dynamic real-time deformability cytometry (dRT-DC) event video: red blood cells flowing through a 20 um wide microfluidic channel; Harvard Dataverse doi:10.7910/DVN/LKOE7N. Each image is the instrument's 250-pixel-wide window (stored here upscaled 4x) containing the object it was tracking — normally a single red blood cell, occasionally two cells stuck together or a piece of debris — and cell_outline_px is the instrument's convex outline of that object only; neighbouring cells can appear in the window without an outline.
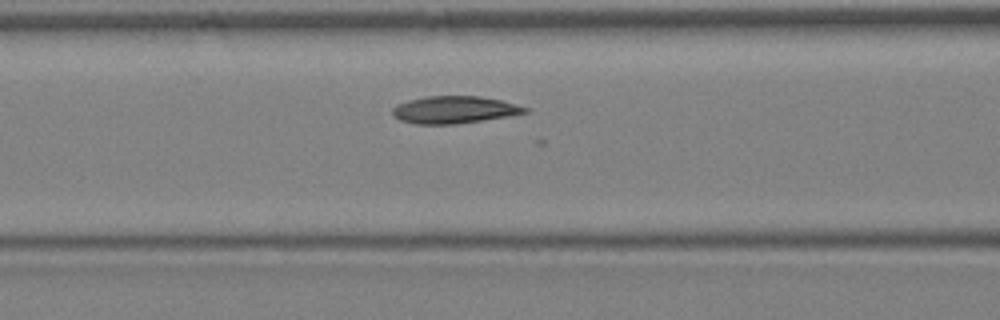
{"species": "Egyptian fruit bat (a non-hibernating species)", "species_latin": "Rousettus aegyptiacus", "temperature_condition": "warm", "stored_images_in_passage": 17, "camera_frame_rate_fps": 3000, "um_per_image_px": 0.085, "animal": {"sex": "female"}, "frame": {"image": 1, "passage_image": 7, "time_ms": 2.0, "image_size_px": [1000, 320], "cell_outline_px": [[528, 112], [508, 116], [456, 124], [416, 124], [400, 120], [392, 116], [392, 108], [396, 104], [408, 100], [424, 96], [480, 96], [500, 100], [528, 108]], "centroid_in_image_um": [38.55, 9.33], "position_along_channel_um": 128.1, "area_um2": 21.04}}
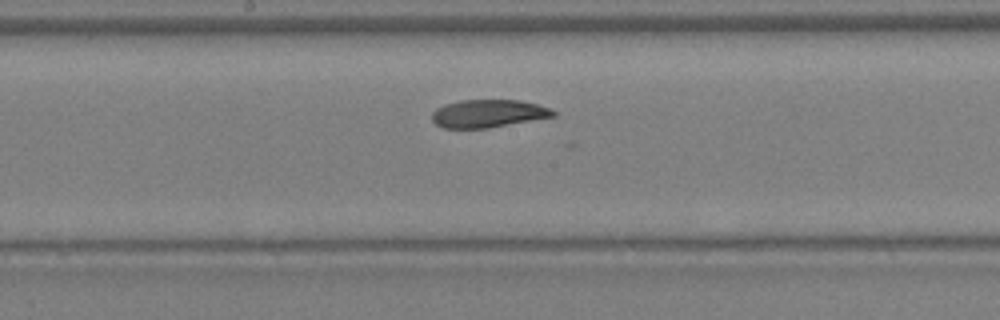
{"frame": {"image": 2, "passage_image": 11, "time_ms": 3.333, "image_size_px": [1000, 320], "cell_outline_px": [[556, 116], [488, 128], [444, 128], [436, 124], [432, 120], [432, 112], [436, 108], [444, 104], [460, 100], [520, 100], [536, 104], [548, 108], [556, 112]], "centroid_in_image_um": [41.47, 9.65], "position_along_channel_um": 206.7, "area_um2": 19.65}}
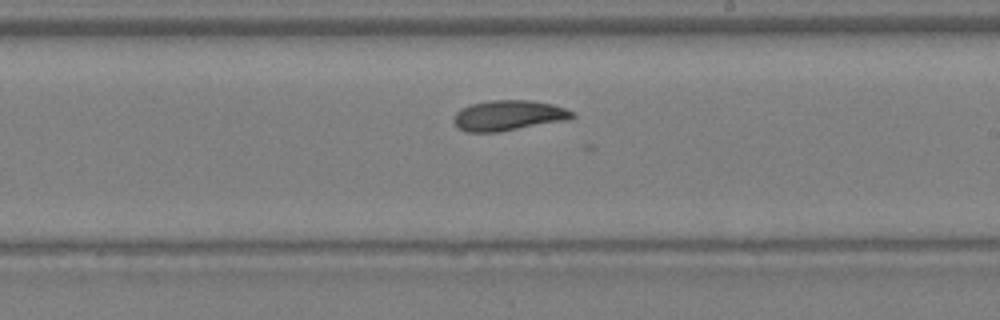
{"frame": {"image": 3, "passage_image": 13, "time_ms": 4.0, "image_size_px": [1000, 320], "cell_outline_px": [[576, 116], [568, 120], [496, 132], [464, 132], [452, 120], [456, 112], [460, 108], [472, 104], [492, 100], [532, 100], [552, 104], [564, 108], [572, 112]], "centroid_in_image_um": [43.21, 9.81], "position_along_channel_um": 245.8, "area_um2": 20.87}}